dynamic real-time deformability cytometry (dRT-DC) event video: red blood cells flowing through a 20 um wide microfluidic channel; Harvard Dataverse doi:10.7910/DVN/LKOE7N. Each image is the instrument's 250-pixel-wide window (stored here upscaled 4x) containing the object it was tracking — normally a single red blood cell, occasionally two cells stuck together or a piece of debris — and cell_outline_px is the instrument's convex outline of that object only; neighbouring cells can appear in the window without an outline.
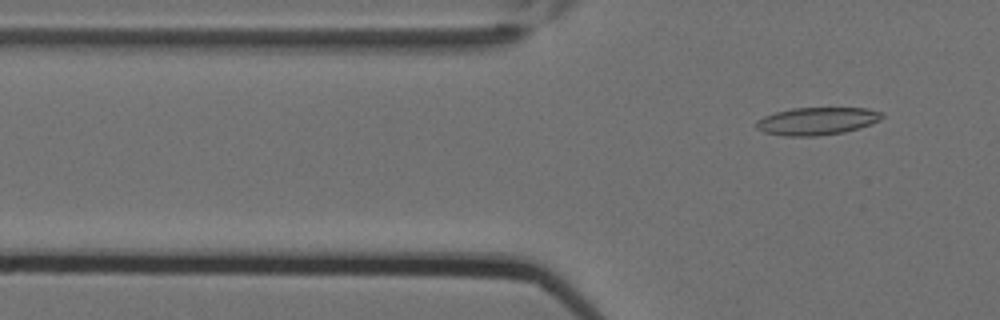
{"species": "Egyptian fruit bat (a non-hibernating species)", "species_latin": "Rousettus aegyptiacus", "temperature_condition": "cold", "stored_images_in_passage": 7, "camera_frame_rate_fps": 3000, "um_per_image_px": 0.085, "animal": {"sex": "female"}, "frame": {"image": 1, "passage_image": 7, "time_ms": 2.0, "image_size_px": [1000, 320], "cell_outline_px": [[884, 116], [880, 120], [872, 124], [860, 128], [844, 132], [816, 136], [784, 136], [764, 132], [756, 128], [756, 120], [764, 116], [776, 112], [792, 108], [868, 108], [884, 112]], "centroid_in_image_um": [69.47, 10.29], "position_along_channel_um": 56.3, "area_um2": 20.4}}